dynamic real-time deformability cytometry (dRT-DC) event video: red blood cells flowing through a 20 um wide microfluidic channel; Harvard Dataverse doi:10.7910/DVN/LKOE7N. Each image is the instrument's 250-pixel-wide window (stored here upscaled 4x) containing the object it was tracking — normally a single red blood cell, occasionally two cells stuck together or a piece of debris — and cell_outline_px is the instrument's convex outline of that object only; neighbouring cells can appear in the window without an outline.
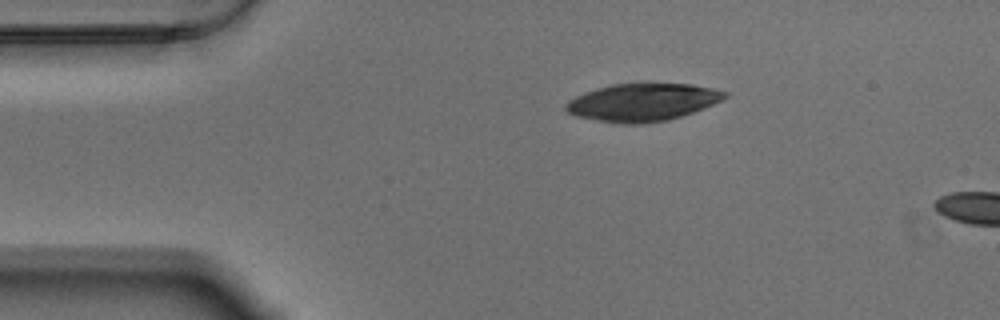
{"species": "Egyptian fruit bat (a non-hibernating species)", "species_latin": "Rousettus aegyptiacus", "temperature_condition": "warm", "stored_images_in_passage": 4, "camera_frame_rate_fps": 3000, "um_per_image_px": 0.085, "animal": {"sex": "male"}, "frame": {"image": 1, "passage_image": 1, "time_ms": 0.0, "image_size_px": [1000, 320], "cell_outline_px": [[728, 96], [704, 108], [668, 120], [640, 124], [620, 124], [576, 116], [568, 112], [564, 108], [564, 104], [568, 100], [584, 92], [596, 88], [612, 84], [692, 84], [716, 88], [728, 92]], "centroid_in_image_um": [54.6, 8.69], "position_along_channel_um": 30.4, "area_um2": 34.8}}